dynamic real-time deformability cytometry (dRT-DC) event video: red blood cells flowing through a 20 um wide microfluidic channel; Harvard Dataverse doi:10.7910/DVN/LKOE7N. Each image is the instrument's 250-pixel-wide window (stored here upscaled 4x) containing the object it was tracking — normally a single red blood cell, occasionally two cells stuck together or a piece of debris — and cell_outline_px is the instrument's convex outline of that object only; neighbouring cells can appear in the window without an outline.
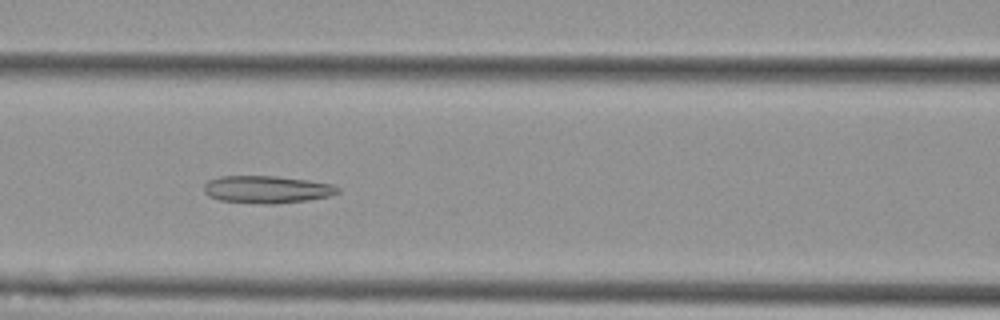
{"species": "Egyptian fruit bat (a non-hibernating species)", "species_latin": "Rousettus aegyptiacus", "temperature_condition": "cold", "stored_images_in_passage": 9, "camera_frame_rate_fps": 3000, "um_per_image_px": 0.085, "animal": {"sex": "female"}, "frame": {"image": 1, "passage_image": 6, "time_ms": 1.667, "image_size_px": [1000, 320], "cell_outline_px": [[340, 192], [328, 196], [308, 200], [276, 204], [260, 204], [220, 200], [208, 196], [204, 192], [204, 184], [208, 180], [220, 176], [276, 176], [308, 180], [332, 184], [340, 188]], "centroid_in_image_um": [22.67, 16.1], "position_along_channel_um": 143.9, "area_um2": 21.5}}
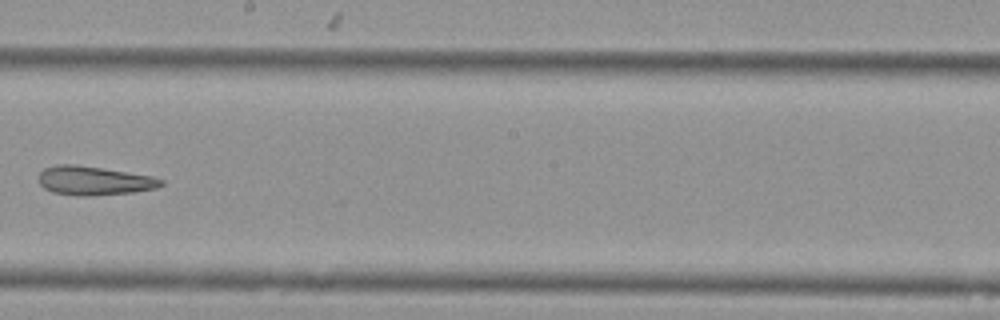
{"frame": {"image": 2, "passage_image": 8, "time_ms": 2.333, "image_size_px": [1000, 320], "cell_outline_px": [[164, 184], [156, 188], [132, 192], [92, 196], [76, 196], [52, 192], [44, 188], [36, 180], [36, 176], [44, 168], [56, 164], [76, 164], [152, 176], [164, 180]], "centroid_in_image_um": [7.93, 15.36], "position_along_channel_um": 240.3, "area_um2": 20.87}}
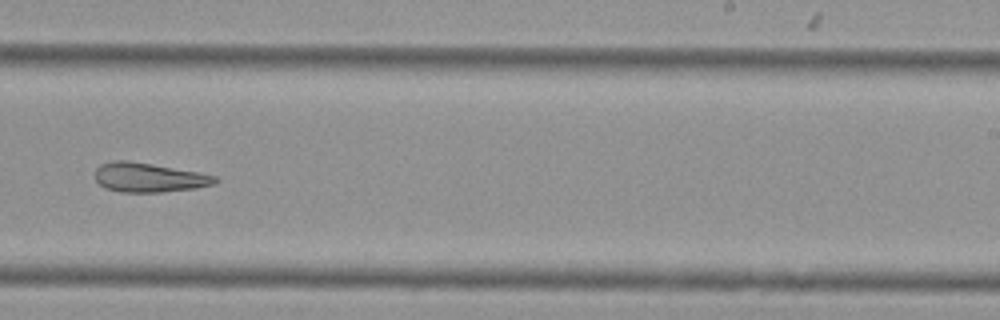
{"frame": {"image": 3, "passage_image": 9, "time_ms": 2.667, "image_size_px": [1000, 320], "cell_outline_px": [[216, 184], [196, 188], [160, 192], [120, 192], [104, 188], [96, 180], [96, 168], [100, 164], [112, 160], [128, 160], [200, 172], [216, 176]], "centroid_in_image_um": [12.64, 15.08], "position_along_channel_um": 276.4, "area_um2": 20.58}}